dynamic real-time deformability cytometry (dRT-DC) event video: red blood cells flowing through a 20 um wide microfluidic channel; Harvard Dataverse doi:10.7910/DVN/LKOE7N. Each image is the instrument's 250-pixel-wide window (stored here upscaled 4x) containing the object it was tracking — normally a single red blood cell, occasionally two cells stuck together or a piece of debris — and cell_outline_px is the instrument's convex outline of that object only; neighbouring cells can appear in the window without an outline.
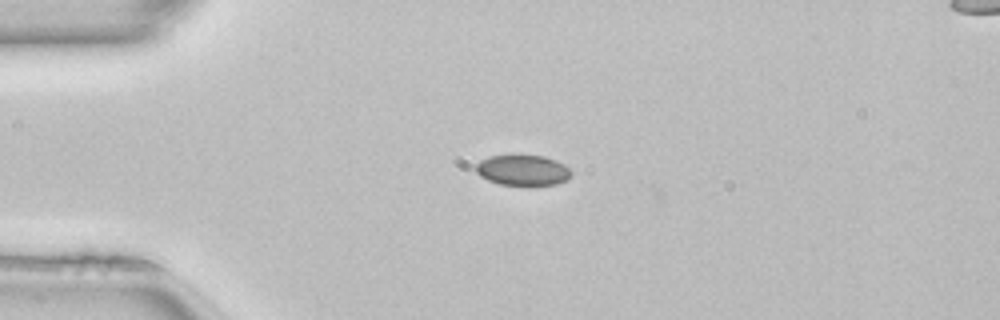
{"species": "common noctule bat (a hibernating species)", "species_latin": "Nyctalus noctula", "temperature_condition": "room temperature", "stored_images_in_passage": 7, "camera_frame_rate_fps": 3000, "um_per_image_px": 0.085, "animal": {"sex": "female", "body_mass_g": 22.7, "forearm_length_mm": 54.2}, "frame": {"image": 1, "passage_image": 5, "time_ms": 1.333, "image_size_px": [1000, 320], "cell_outline_px": [[572, 176], [568, 180], [556, 184], [500, 184], [488, 180], [480, 176], [476, 172], [476, 164], [480, 160], [488, 156], [544, 156], [556, 160], [564, 164], [572, 172]], "centroid_in_image_um": [44.45, 14.46], "position_along_channel_um": 40.5, "area_um2": 16.76}}